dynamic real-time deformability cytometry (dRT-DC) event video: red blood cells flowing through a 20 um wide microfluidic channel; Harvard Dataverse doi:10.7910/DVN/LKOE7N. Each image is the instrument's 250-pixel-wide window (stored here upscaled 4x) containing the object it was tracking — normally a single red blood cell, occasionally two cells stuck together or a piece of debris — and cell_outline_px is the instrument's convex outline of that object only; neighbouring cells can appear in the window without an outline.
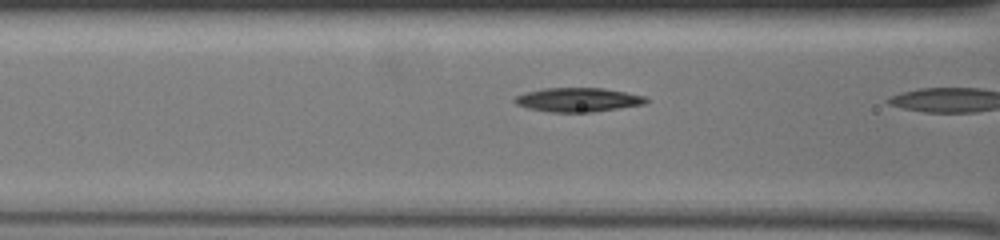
{"species": "common noctule bat (a hibernating species)", "species_latin": "Nyctalus noctula", "temperature_condition": "warm", "stored_images_in_passage": 11, "camera_frame_rate_fps": 3000, "um_per_image_px": 0.085, "animal": {"sex": "female", "body_mass_g": 19.5, "forearm_length_mm": 54.1}, "frame": {"image": 1, "passage_image": 10, "time_ms": 3.0, "image_size_px": [1000, 240], "cell_outline_px": [[648, 100], [644, 104], [592, 112], [552, 112], [528, 108], [516, 104], [512, 100], [516, 96], [524, 92], [544, 88], [604, 88], [648, 96]], "centroid_in_image_um": [49.13, 8.47], "position_along_channel_um": 117.5, "area_um2": 18.44}}